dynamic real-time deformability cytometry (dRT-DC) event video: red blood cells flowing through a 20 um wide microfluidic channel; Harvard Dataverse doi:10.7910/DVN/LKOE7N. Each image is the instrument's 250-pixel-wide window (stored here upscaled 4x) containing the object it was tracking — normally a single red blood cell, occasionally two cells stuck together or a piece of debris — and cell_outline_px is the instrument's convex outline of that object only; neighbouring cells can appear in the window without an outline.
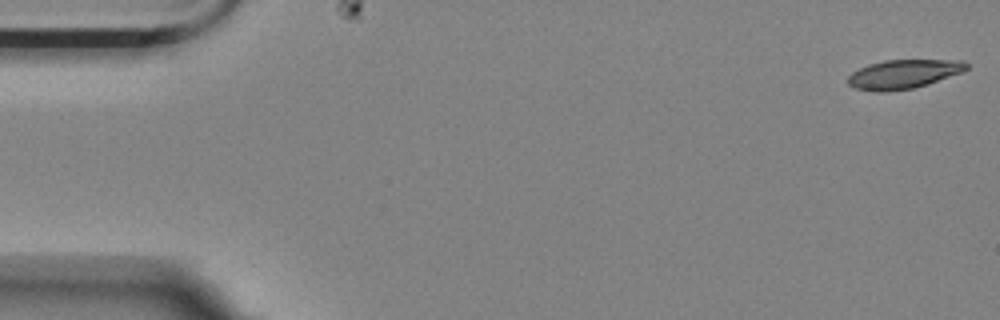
{"species": "Egyptian fruit bat (a non-hibernating species)", "species_latin": "Rousettus aegyptiacus", "temperature_condition": "room temperature", "stored_images_in_passage": 5, "camera_frame_rate_fps": 3000, "um_per_image_px": 0.085, "animal": {"sex": "female"}, "frame": {"image": 1, "passage_image": 1, "time_ms": 0.0, "image_size_px": [1000, 320], "cell_outline_px": [[968, 68], [960, 72], [912, 88], [884, 92], [876, 92], [856, 88], [848, 84], [848, 76], [852, 72], [868, 64], [884, 60], [964, 60], [968, 64]], "centroid_in_image_um": [76.74, 6.29], "position_along_channel_um": 8.3, "area_um2": 19.65}}
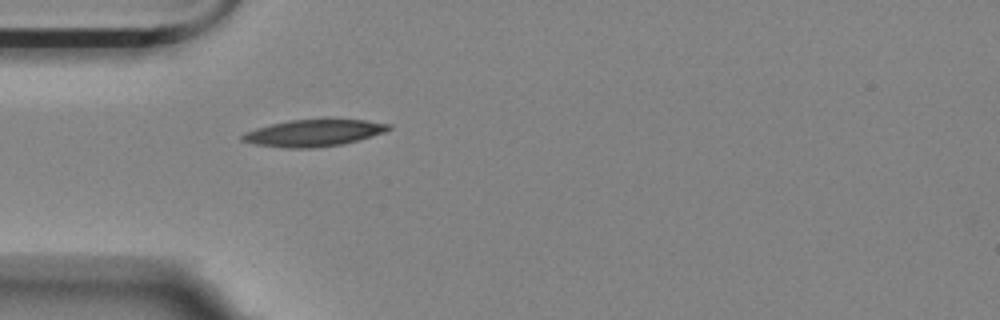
{"frame": {"image": 2, "passage_image": 5, "time_ms": 5.0, "image_size_px": [1000, 320], "cell_outline_px": [[392, 128], [384, 132], [372, 136], [344, 144], [312, 148], [284, 148], [256, 144], [240, 140], [240, 136], [244, 132], [256, 128], [288, 120], [324, 116], [328, 116], [364, 120], [392, 124]], "centroid_in_image_um": [26.7, 11.25], "position_along_channel_um": 58.3, "area_um2": 23.87}}